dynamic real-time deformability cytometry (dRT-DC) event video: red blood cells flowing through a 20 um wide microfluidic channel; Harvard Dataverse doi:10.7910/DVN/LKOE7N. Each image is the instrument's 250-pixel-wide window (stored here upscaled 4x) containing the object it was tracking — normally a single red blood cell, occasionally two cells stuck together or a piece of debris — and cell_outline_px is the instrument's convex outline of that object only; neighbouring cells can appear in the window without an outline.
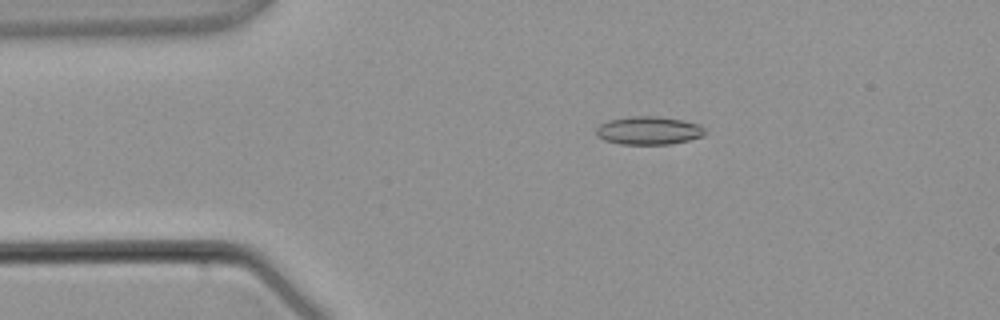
{"species": "common noctule bat (a hibernating species)", "species_latin": "Nyctalus noctula", "temperature_condition": "warm", "stored_images_in_passage": 3, "camera_frame_rate_fps": 3000, "um_per_image_px": 0.085, "animal": {"sex": "male", "body_mass_g": 21.5, "forearm_length_mm": 52.0}, "frame": {"image": 1, "passage_image": 2, "time_ms": 1.333, "image_size_px": [1000, 320], "cell_outline_px": [[704, 136], [688, 140], [668, 144], [620, 144], [604, 140], [596, 136], [596, 128], [600, 124], [608, 120], [632, 116], [656, 116], [684, 120], [700, 124], [704, 128]], "centroid_in_image_um": [55.12, 11.09], "position_along_channel_um": 29.9, "area_um2": 17.92}}